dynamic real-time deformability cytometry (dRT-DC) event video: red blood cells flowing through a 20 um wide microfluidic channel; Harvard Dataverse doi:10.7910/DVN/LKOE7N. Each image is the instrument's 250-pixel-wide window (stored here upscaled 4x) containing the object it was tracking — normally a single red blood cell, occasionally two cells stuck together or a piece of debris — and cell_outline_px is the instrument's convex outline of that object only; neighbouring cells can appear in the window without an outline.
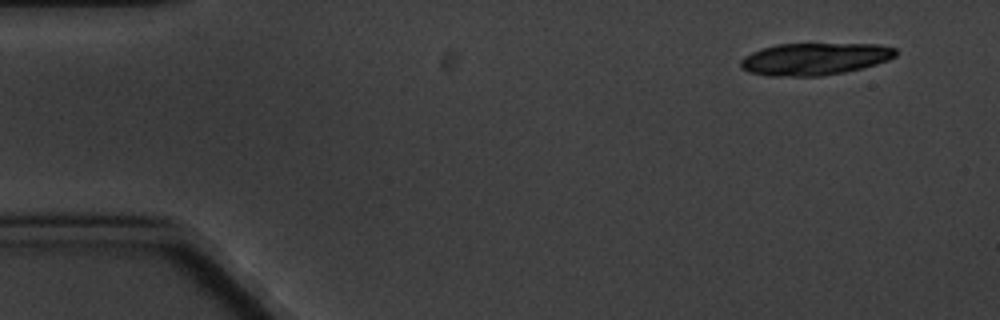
{"species": "common noctule bat (a hibernating species)", "species_latin": "Nyctalus noctula", "temperature_condition": "cold", "stored_images_in_passage": 4, "camera_frame_rate_fps": 3000, "um_per_image_px": 0.085, "animal": {"sex": "male", "body_mass_g": 20.1, "forearm_length_mm": 53.5}, "frame": {"image": 1, "passage_image": 1, "time_ms": 0.0, "image_size_px": [1000, 320], "cell_outline_px": [[896, 56], [888, 60], [876, 64], [844, 72], [820, 76], [768, 76], [748, 72], [740, 68], [740, 60], [744, 56], [752, 52], [776, 44], [876, 44], [896, 48]], "centroid_in_image_um": [69.21, 5.01], "position_along_channel_um": 15.8, "area_um2": 29.02}}